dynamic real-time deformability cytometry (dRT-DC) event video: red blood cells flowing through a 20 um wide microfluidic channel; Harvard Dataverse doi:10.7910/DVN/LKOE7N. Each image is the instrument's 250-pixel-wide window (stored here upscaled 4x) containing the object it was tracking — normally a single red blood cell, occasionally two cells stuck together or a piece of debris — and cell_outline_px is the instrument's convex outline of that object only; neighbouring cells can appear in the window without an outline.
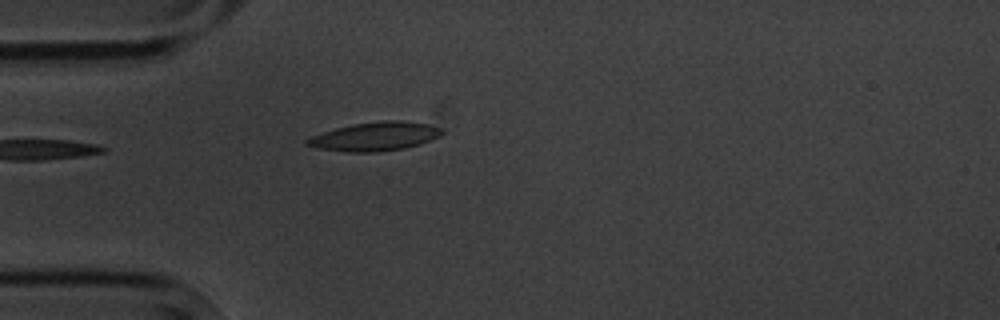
{"species": "common noctule bat (a hibernating species)", "species_latin": "Nyctalus noctula", "temperature_condition": "cold", "stored_images_in_passage": 3, "camera_frame_rate_fps": 3000, "um_per_image_px": 0.085, "animal": {"sex": "male", "body_mass_g": 20.1, "forearm_length_mm": 53.5}, "frame": {"image": 1, "passage_image": 3, "time_ms": 2.333, "image_size_px": [1000, 320], "cell_outline_px": [[444, 132], [440, 136], [420, 144], [404, 148], [376, 152], [344, 152], [316, 148], [304, 144], [304, 140], [312, 136], [336, 128], [352, 124], [384, 120], [400, 120], [428, 124], [440, 128]], "centroid_in_image_um": [31.85, 11.6], "position_along_channel_um": 53.1, "area_um2": 22.6}}